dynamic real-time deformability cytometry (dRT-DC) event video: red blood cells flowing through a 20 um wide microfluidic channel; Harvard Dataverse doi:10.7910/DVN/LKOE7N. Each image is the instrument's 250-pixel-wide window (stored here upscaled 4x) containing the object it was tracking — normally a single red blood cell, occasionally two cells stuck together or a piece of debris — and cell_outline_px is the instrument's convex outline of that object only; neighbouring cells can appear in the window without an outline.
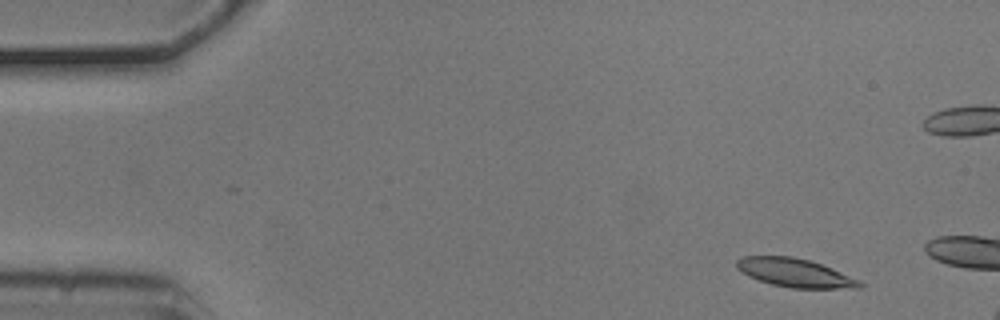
{"species": "common noctule bat (a hibernating species)", "species_latin": "Nyctalus noctula", "temperature_condition": "cold", "stored_images_in_passage": 4, "camera_frame_rate_fps": 3000, "um_per_image_px": 0.085, "animal": {"sex": "male", "body_mass_g": 20.5, "forearm_length_mm": 52.5}, "frame": {"image": 1, "passage_image": 2, "time_ms": 0.333, "image_size_px": [1000, 320], "cell_outline_px": [[864, 284], [860, 288], [792, 288], [772, 284], [748, 276], [736, 268], [736, 260], [744, 256], [792, 256], [808, 260], [832, 268], [860, 280]], "centroid_in_image_um": [67.57, 23.19], "position_along_channel_um": 17.4, "area_um2": 20.35}}